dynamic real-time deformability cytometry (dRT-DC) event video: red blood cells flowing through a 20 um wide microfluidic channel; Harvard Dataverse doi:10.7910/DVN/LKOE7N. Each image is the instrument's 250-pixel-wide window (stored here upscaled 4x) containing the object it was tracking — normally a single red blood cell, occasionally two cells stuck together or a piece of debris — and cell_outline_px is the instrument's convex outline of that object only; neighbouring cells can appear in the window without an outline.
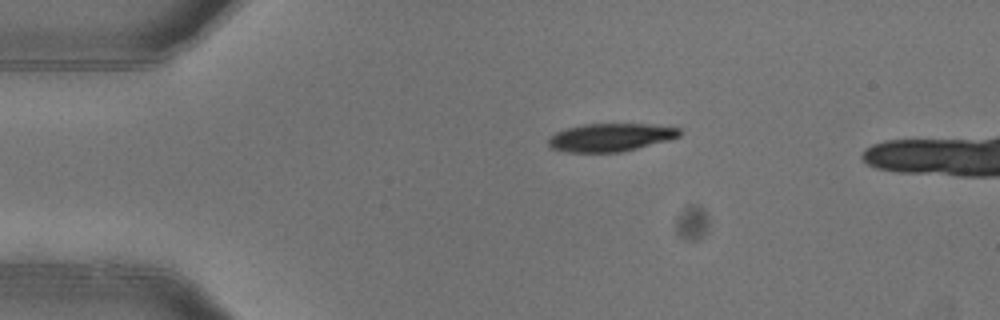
{"species": "common noctule bat (a hibernating species)", "species_latin": "Nyctalus noctula", "temperature_condition": "warm", "stored_images_in_passage": 3, "camera_frame_rate_fps": 3000, "um_per_image_px": 0.085, "animal": {"sex": "female"}, "frame": {"image": 1, "passage_image": 1, "time_ms": 0.0, "image_size_px": [1000, 320], "cell_outline_px": [[680, 136], [668, 140], [620, 152], [568, 152], [552, 148], [548, 144], [548, 140], [556, 132], [568, 128], [584, 124], [648, 124], [680, 128]], "centroid_in_image_um": [51.89, 11.67], "position_along_channel_um": 33.1, "area_um2": 21.1}}